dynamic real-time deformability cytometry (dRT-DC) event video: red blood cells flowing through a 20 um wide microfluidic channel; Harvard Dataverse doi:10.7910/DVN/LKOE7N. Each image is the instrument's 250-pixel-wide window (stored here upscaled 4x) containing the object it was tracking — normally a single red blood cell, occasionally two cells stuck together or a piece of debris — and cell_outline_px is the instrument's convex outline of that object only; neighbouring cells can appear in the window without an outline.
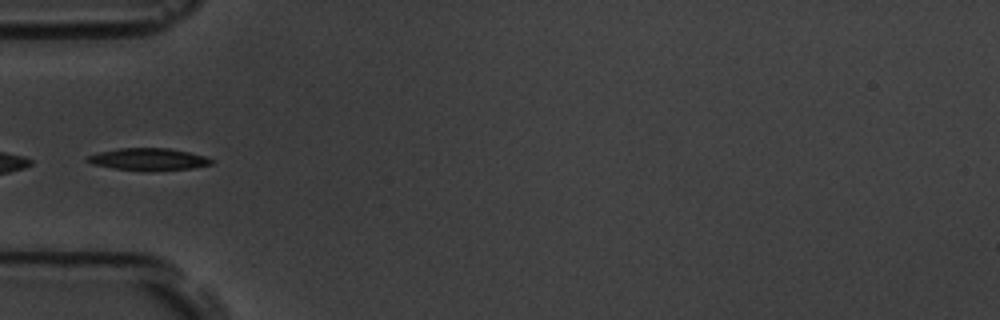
{"species": "common noctule bat (a hibernating species)", "species_latin": "Nyctalus noctula", "temperature_condition": "room temperature", "stored_images_in_passage": 6, "camera_frame_rate_fps": 3000, "um_per_image_px": 0.085, "animal": {"sex": "male", "body_mass_g": 19.5, "forearm_length_mm": 54.6}, "frame": {"image": 1, "passage_image": 6, "time_ms": 5.667, "image_size_px": [1000, 320], "cell_outline_px": [[216, 160], [212, 164], [192, 168], [112, 168], [92, 164], [84, 160], [88, 156], [100, 152], [120, 148], [168, 148], [188, 152], [204, 156]], "centroid_in_image_um": [12.61, 13.49], "position_along_channel_um": 72.4, "area_um2": 15.03}}